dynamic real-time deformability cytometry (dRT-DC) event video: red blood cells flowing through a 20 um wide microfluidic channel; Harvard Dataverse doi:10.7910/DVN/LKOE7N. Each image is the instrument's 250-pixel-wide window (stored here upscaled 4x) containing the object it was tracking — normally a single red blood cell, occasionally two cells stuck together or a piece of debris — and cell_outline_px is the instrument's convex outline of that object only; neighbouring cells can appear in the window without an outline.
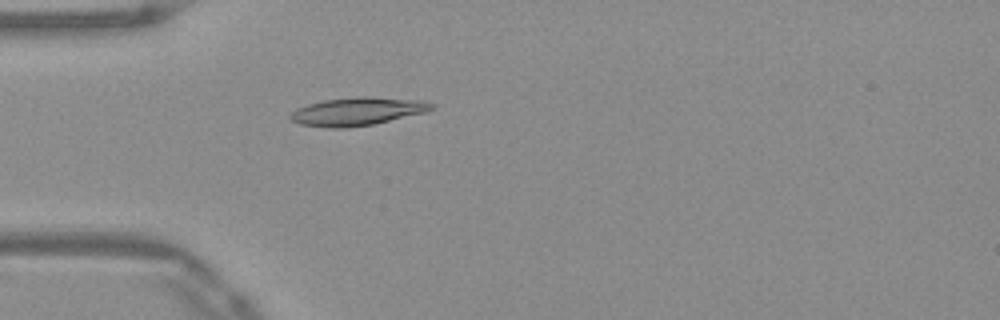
{"species": "Egyptian fruit bat (a non-hibernating species)", "species_latin": "Rousettus aegyptiacus", "temperature_condition": "warm", "stored_images_in_passage": 51, "camera_frame_rate_fps": 3000, "um_per_image_px": 0.085, "frame": {"image": 1, "passage_image": 15, "time_ms": 4.667, "image_size_px": [1000, 320], "cell_outline_px": [[436, 104], [428, 112], [372, 124], [344, 128], [328, 128], [300, 124], [292, 120], [288, 116], [296, 108], [308, 104], [324, 100], [356, 96], [368, 96], [420, 100]], "centroid_in_image_um": [30.38, 9.46], "position_along_channel_um": 54.6, "area_um2": 23.18}}
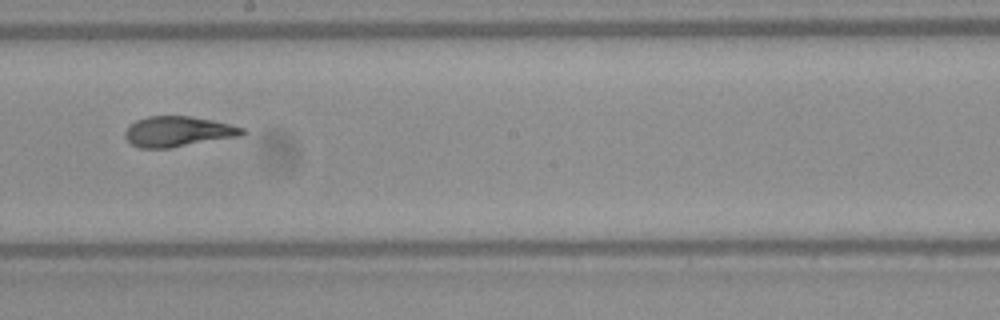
{"frame": {"image": 2, "passage_image": 29, "time_ms": 9.333, "image_size_px": [1000, 320], "cell_outline_px": [[244, 136], [168, 148], [140, 148], [132, 144], [124, 136], [124, 132], [136, 120], [148, 116], [188, 116], [212, 120], [244, 128]], "centroid_in_image_um": [15.15, 11.19], "position_along_channel_um": 233.1, "area_um2": 20.63}}
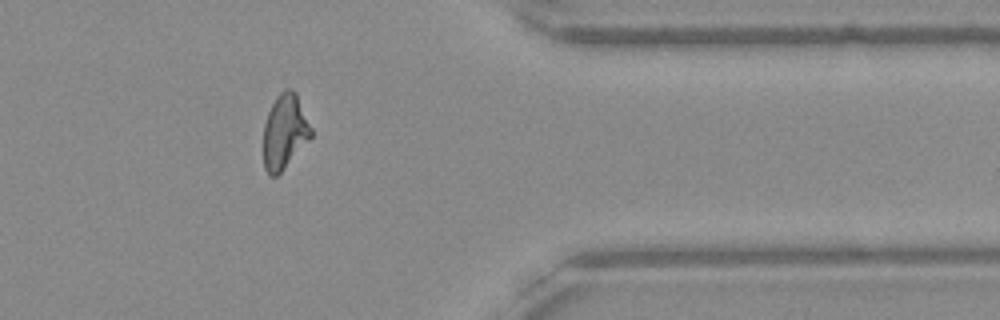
{"frame": {"image": 3, "passage_image": 42, "time_ms": 13.667, "image_size_px": [1000, 320], "cell_outline_px": [[312, 136], [280, 172], [276, 176], [272, 176], [264, 168], [264, 124], [268, 112], [276, 96], [284, 88], [292, 88], [296, 92], [312, 128]], "centroid_in_image_um": [24.2, 11.14], "position_along_channel_um": 387.2, "area_um2": 20.52}, "authors_computed_cell_mechanics": {"area_um2": 21.0392, "velocity_mm_per_s": 3.9418, "shape_relaxation_time_tau1_ms": 7.6521, "shape_relaxation_time_tau2_ms": 1.5486, "deformation_change_tau1": 0.2437, "deformation_change_tau2": 0.0837}}